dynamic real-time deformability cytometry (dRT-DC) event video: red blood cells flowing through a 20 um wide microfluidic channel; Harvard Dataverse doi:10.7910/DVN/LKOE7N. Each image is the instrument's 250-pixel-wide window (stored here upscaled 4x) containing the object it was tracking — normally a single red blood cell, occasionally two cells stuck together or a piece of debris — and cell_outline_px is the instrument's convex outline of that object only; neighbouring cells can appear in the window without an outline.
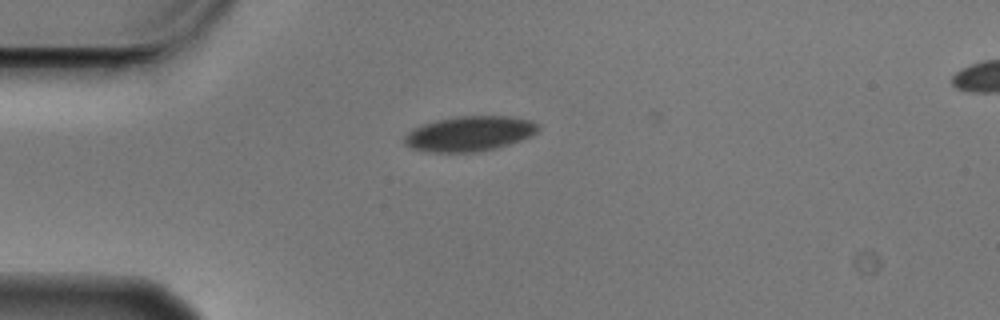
{"species": "Egyptian fruit bat (a non-hibernating species)", "species_latin": "Rousettus aegyptiacus", "temperature_condition": "cold", "stored_images_in_passage": 3, "camera_frame_rate_fps": 3000, "um_per_image_px": 0.085, "animal": {"sex": "male"}, "frame": {"image": 1, "passage_image": 1, "time_ms": 0.0, "image_size_px": [1000, 320], "cell_outline_px": [[540, 128], [532, 136], [496, 148], [476, 152], [428, 152], [412, 148], [404, 144], [404, 136], [412, 128], [436, 120], [460, 116], [512, 116], [528, 120], [540, 124]], "centroid_in_image_um": [39.91, 11.36], "position_along_channel_um": 45.1, "area_um2": 27.34}}